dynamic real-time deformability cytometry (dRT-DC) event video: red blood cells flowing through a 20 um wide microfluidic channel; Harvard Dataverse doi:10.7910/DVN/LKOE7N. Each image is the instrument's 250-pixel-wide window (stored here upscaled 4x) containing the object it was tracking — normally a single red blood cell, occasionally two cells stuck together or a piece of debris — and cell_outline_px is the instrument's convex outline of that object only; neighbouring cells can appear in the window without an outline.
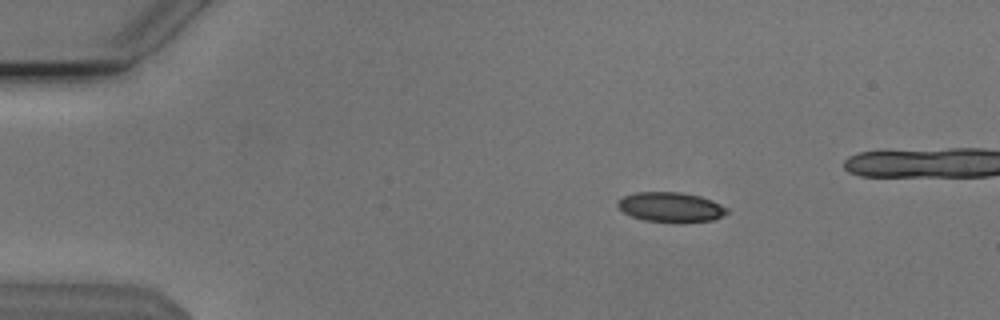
{"species": "Egyptian fruit bat (a non-hibernating species)", "species_latin": "Rousettus aegyptiacus", "temperature_condition": "cold", "stored_images_in_passage": 31, "camera_frame_rate_fps": 3000, "um_per_image_px": 0.085, "animal": {"sex": "male"}, "frame": {"image": 1, "passage_image": 2, "time_ms": 0.333, "image_size_px": [1000, 320], "cell_outline_px": [[728, 212], [712, 220], [680, 224], [676, 224], [644, 220], [632, 216], [624, 212], [616, 204], [616, 200], [624, 196], [636, 192], [680, 192], [700, 196], [712, 200], [728, 208]], "centroid_in_image_um": [57.01, 17.62], "position_along_channel_um": 28.0, "area_um2": 19.31}}
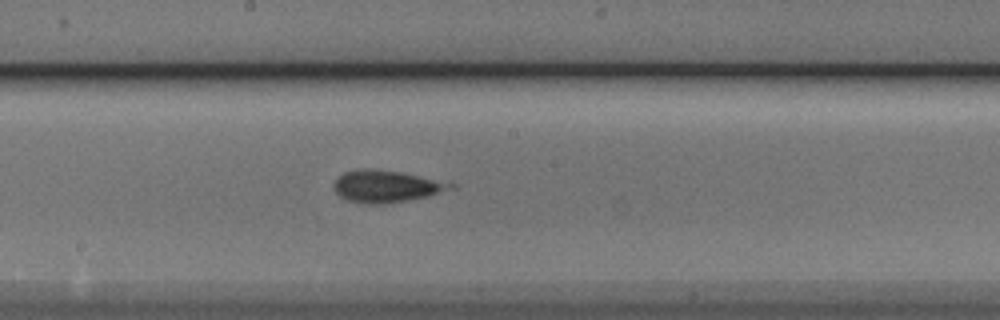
{"frame": {"image": 2, "passage_image": 22, "time_ms": 7.0, "image_size_px": [1000, 320], "cell_outline_px": [[456, 188], [428, 196], [408, 200], [384, 204], [368, 204], [348, 200], [340, 196], [332, 188], [332, 184], [336, 176], [344, 172], [356, 168], [376, 168], [400, 172], [456, 184]], "centroid_in_image_um": [32.77, 15.82], "position_along_channel_um": 215.4, "area_um2": 22.02}}
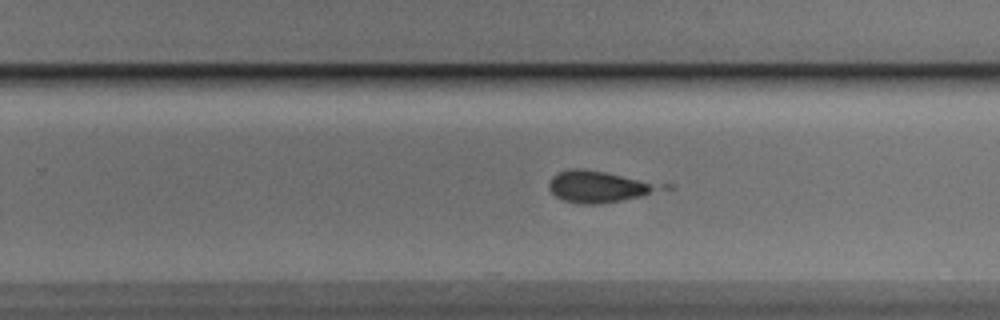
{"frame": {"image": 3, "passage_image": 27, "time_ms": 8.667, "image_size_px": [1000, 320], "cell_outline_px": [[672, 188], [640, 196], [620, 200], [596, 204], [580, 204], [564, 200], [556, 196], [548, 188], [548, 184], [552, 176], [556, 172], [568, 168], [584, 168], [672, 184]], "centroid_in_image_um": [51.0, 15.83], "position_along_channel_um": 278.8, "area_um2": 21.21}}